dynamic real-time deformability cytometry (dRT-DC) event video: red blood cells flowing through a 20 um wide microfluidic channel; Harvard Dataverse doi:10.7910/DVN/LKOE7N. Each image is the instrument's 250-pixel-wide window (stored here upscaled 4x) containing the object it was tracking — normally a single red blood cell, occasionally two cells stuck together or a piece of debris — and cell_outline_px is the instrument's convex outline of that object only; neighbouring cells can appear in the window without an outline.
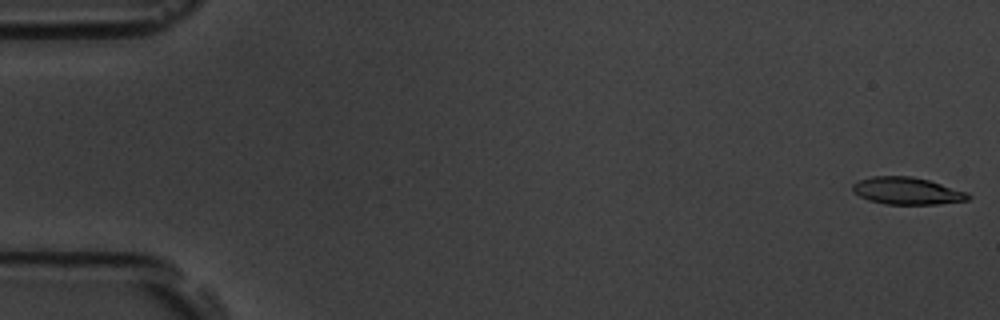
{"species": "common noctule bat (a hibernating species)", "species_latin": "Nyctalus noctula", "temperature_condition": "room temperature", "stored_images_in_passage": 54, "camera_frame_rate_fps": 3000, "um_per_image_px": 0.085, "animal": {"sex": "male", "body_mass_g": 19.5, "forearm_length_mm": 54.6}, "frame": {"image": 1, "passage_image": 1, "time_ms": 0.0, "image_size_px": [1000, 320], "cell_outline_px": [[972, 196], [968, 200], [936, 204], [884, 204], [868, 200], [852, 192], [852, 184], [860, 180], [872, 176], [912, 176], [928, 180], [968, 192]], "centroid_in_image_um": [77.09, 16.22], "position_along_channel_um": 7.9, "area_um2": 18.32}}
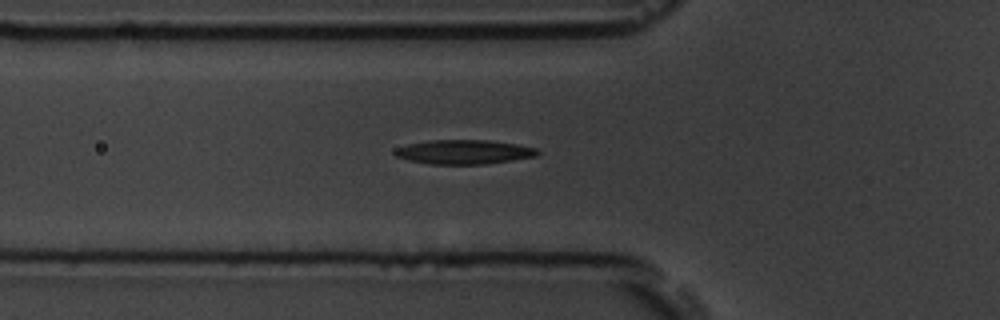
{"frame": {"image": 2, "passage_image": 19, "time_ms": 6.0, "image_size_px": [1000, 320], "cell_outline_px": [[540, 152], [536, 156], [488, 164], [428, 164], [408, 160], [396, 156], [392, 152], [396, 148], [408, 144], [428, 140], [488, 140], [516, 144], [536, 148]], "centroid_in_image_um": [39.41, 12.92], "position_along_channel_um": 86.4, "area_um2": 20.23}}
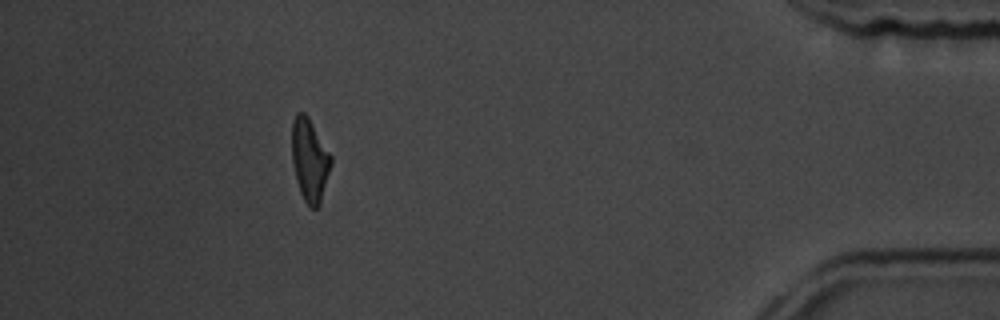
{"frame": {"image": 3, "passage_image": 49, "time_ms": 16.0, "image_size_px": [1000, 320], "cell_outline_px": [[332, 164], [320, 204], [316, 208], [308, 208], [300, 192], [296, 180], [292, 160], [292, 120], [296, 112], [304, 112], [308, 116], [332, 156]], "centroid_in_image_um": [26.32, 13.6], "position_along_channel_um": 408.9, "area_um2": 19.07}, "authors_computed_cell_mechanics": {"area_um2": 19.2474, "velocity_mm_per_s": 3.7722, "shape_relaxation_time_tau1_ms": 6.4937, "shape_relaxation_time_tau2_ms": 6.4678, "deformation_change_tau1": 0.1945, "deformation_change_tau2": 0.2006}}